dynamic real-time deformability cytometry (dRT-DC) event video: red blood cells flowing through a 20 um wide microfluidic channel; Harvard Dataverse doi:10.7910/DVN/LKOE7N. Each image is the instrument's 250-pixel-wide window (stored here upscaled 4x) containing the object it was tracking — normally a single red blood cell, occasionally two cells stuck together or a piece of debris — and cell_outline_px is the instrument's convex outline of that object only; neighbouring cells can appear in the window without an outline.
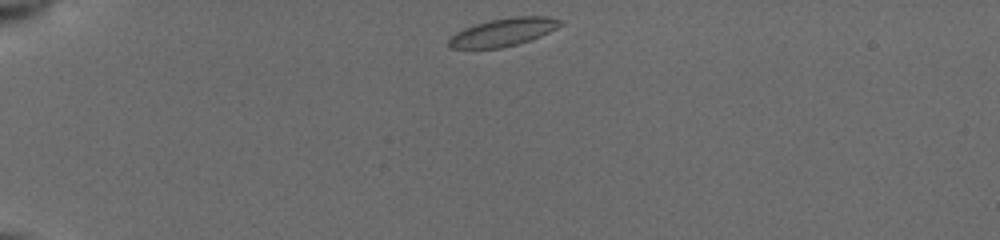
{"species": "common noctule bat (a hibernating species)", "species_latin": "Nyctalus noctula", "temperature_condition": "cold", "stored_images_in_passage": 41, "camera_frame_rate_fps": 3000, "um_per_image_px": 0.085, "animal": {"sex": "female", "body_mass_g": 19.5, "forearm_length_mm": 54.1}, "frame": {"image": 1, "passage_image": 1, "time_ms": 0.0, "image_size_px": [1000, 240], "cell_outline_px": [[564, 24], [540, 36], [516, 44], [500, 48], [448, 48], [448, 40], [456, 32], [464, 28], [476, 24], [492, 20], [512, 16], [548, 16], [564, 20]], "centroid_in_image_um": [42.8, 2.72], "position_along_channel_um": 42.2, "area_um2": 18.03}}
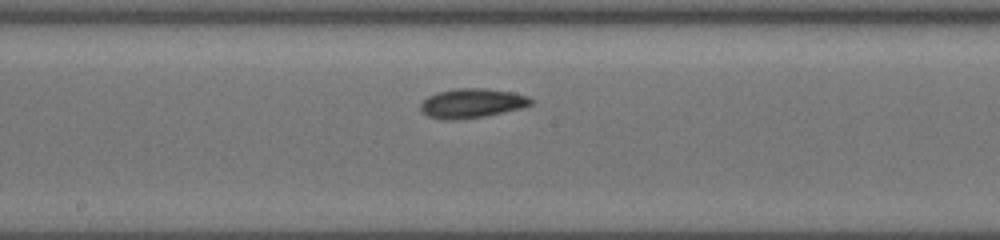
{"frame": {"image": 2, "passage_image": 18, "time_ms": 5.667, "image_size_px": [1000, 240], "cell_outline_px": [[532, 104], [524, 108], [484, 116], [452, 120], [444, 120], [428, 116], [420, 112], [420, 104], [428, 96], [436, 92], [452, 88], [484, 88], [512, 92], [528, 96], [532, 100]], "centroid_in_image_um": [40.09, 8.77], "position_along_channel_um": 208.1, "area_um2": 19.07}}
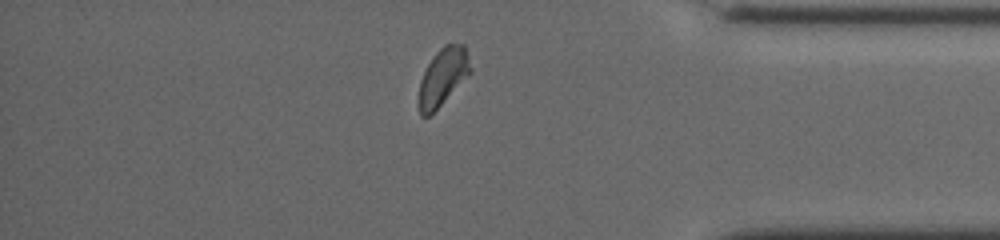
{"frame": {"image": 3, "passage_image": 34, "time_ms": 11.0, "image_size_px": [1000, 240], "cell_outline_px": [[472, 72], [428, 116], [420, 116], [420, 80], [428, 64], [436, 52], [444, 44], [464, 44], [472, 68]], "centroid_in_image_um": [37.68, 6.47], "position_along_channel_um": 397.5, "area_um2": 16.7}, "authors_computed_cell_mechanics": {"area_um2": 17.6868, "velocity_mm_per_s": 3.8648, "shape_relaxation_time_tau1_ms": 9.7944, "shape_relaxation_time_tau2_ms": 5.6089, "deformation_change_tau1": 0.2282, "deformation_change_tau2": 0.1013}}